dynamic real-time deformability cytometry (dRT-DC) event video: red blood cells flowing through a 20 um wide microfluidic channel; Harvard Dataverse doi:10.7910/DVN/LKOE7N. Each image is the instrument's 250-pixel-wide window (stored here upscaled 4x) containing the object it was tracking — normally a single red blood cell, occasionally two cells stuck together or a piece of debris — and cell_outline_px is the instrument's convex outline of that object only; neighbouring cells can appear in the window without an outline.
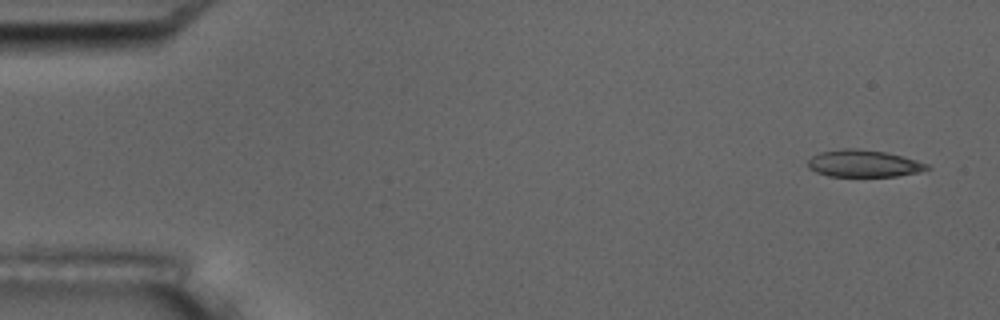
{"species": "common noctule bat (a hibernating species)", "species_latin": "Nyctalus noctula", "temperature_condition": "room temperature", "stored_images_in_passage": 5, "camera_frame_rate_fps": 3000, "um_per_image_px": 0.085, "animal": {"sex": "male", "body_mass_g": 17.5, "forearm_length_mm": 52.3}, "frame": {"image": 1, "passage_image": 1, "time_ms": 0.0, "image_size_px": [1000, 320], "cell_outline_px": [[932, 168], [920, 172], [896, 176], [828, 176], [816, 172], [808, 168], [808, 160], [812, 156], [820, 152], [844, 148], [856, 148], [884, 152], [916, 160], [928, 164]], "centroid_in_image_um": [73.4, 13.9], "position_along_channel_um": 11.6, "area_um2": 18.73}}